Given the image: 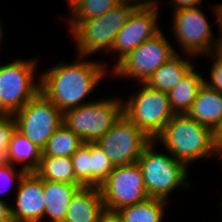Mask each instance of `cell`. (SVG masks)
<instances>
[{"label": "cell", "mask_w": 222, "mask_h": 222, "mask_svg": "<svg viewBox=\"0 0 222 222\" xmlns=\"http://www.w3.org/2000/svg\"><path fill=\"white\" fill-rule=\"evenodd\" d=\"M87 59L77 55V61L68 63L61 60L52 68L42 70L43 73L39 75L40 91L62 113L92 102L85 99L90 98L91 93L110 74L106 61Z\"/></svg>", "instance_id": "obj_1"}, {"label": "cell", "mask_w": 222, "mask_h": 222, "mask_svg": "<svg viewBox=\"0 0 222 222\" xmlns=\"http://www.w3.org/2000/svg\"><path fill=\"white\" fill-rule=\"evenodd\" d=\"M154 141L188 167L209 156L218 158L215 132L187 114L174 115Z\"/></svg>", "instance_id": "obj_2"}, {"label": "cell", "mask_w": 222, "mask_h": 222, "mask_svg": "<svg viewBox=\"0 0 222 222\" xmlns=\"http://www.w3.org/2000/svg\"><path fill=\"white\" fill-rule=\"evenodd\" d=\"M137 7L135 3L121 1L102 16L83 21H67L69 35L76 45L75 54L90 58L98 51H104L108 55L118 32Z\"/></svg>", "instance_id": "obj_3"}, {"label": "cell", "mask_w": 222, "mask_h": 222, "mask_svg": "<svg viewBox=\"0 0 222 222\" xmlns=\"http://www.w3.org/2000/svg\"><path fill=\"white\" fill-rule=\"evenodd\" d=\"M155 145V146H154ZM156 141L152 140L144 149L137 163L141 169L145 189L149 197L168 200L175 190L190 187L189 167L177 160L167 150L157 151Z\"/></svg>", "instance_id": "obj_4"}, {"label": "cell", "mask_w": 222, "mask_h": 222, "mask_svg": "<svg viewBox=\"0 0 222 222\" xmlns=\"http://www.w3.org/2000/svg\"><path fill=\"white\" fill-rule=\"evenodd\" d=\"M123 115V99L112 96L92 100L63 113V124L84 143L97 142Z\"/></svg>", "instance_id": "obj_5"}, {"label": "cell", "mask_w": 222, "mask_h": 222, "mask_svg": "<svg viewBox=\"0 0 222 222\" xmlns=\"http://www.w3.org/2000/svg\"><path fill=\"white\" fill-rule=\"evenodd\" d=\"M38 62L39 59L32 57L0 64L1 114H14L21 110L40 91V76H37L40 73H36Z\"/></svg>", "instance_id": "obj_6"}, {"label": "cell", "mask_w": 222, "mask_h": 222, "mask_svg": "<svg viewBox=\"0 0 222 222\" xmlns=\"http://www.w3.org/2000/svg\"><path fill=\"white\" fill-rule=\"evenodd\" d=\"M135 94L123 98V115L154 140L175 115L170 107L168 94L137 83Z\"/></svg>", "instance_id": "obj_7"}, {"label": "cell", "mask_w": 222, "mask_h": 222, "mask_svg": "<svg viewBox=\"0 0 222 222\" xmlns=\"http://www.w3.org/2000/svg\"><path fill=\"white\" fill-rule=\"evenodd\" d=\"M176 53L178 51L168 41L164 30H162L155 37L140 44L116 66H113L112 71L110 70L111 77H122L127 80L131 78L130 80H135V83H145L161 65Z\"/></svg>", "instance_id": "obj_8"}, {"label": "cell", "mask_w": 222, "mask_h": 222, "mask_svg": "<svg viewBox=\"0 0 222 222\" xmlns=\"http://www.w3.org/2000/svg\"><path fill=\"white\" fill-rule=\"evenodd\" d=\"M16 130L43 150L63 124V113L41 91L13 114Z\"/></svg>", "instance_id": "obj_9"}, {"label": "cell", "mask_w": 222, "mask_h": 222, "mask_svg": "<svg viewBox=\"0 0 222 222\" xmlns=\"http://www.w3.org/2000/svg\"><path fill=\"white\" fill-rule=\"evenodd\" d=\"M202 8L192 7L172 12V37H175L183 54L203 57L211 55L213 51L217 37Z\"/></svg>", "instance_id": "obj_10"}, {"label": "cell", "mask_w": 222, "mask_h": 222, "mask_svg": "<svg viewBox=\"0 0 222 222\" xmlns=\"http://www.w3.org/2000/svg\"><path fill=\"white\" fill-rule=\"evenodd\" d=\"M106 212L140 203L149 198L138 163L115 166L99 187Z\"/></svg>", "instance_id": "obj_11"}, {"label": "cell", "mask_w": 222, "mask_h": 222, "mask_svg": "<svg viewBox=\"0 0 222 222\" xmlns=\"http://www.w3.org/2000/svg\"><path fill=\"white\" fill-rule=\"evenodd\" d=\"M152 140L122 115L96 143L115 166L136 163Z\"/></svg>", "instance_id": "obj_12"}, {"label": "cell", "mask_w": 222, "mask_h": 222, "mask_svg": "<svg viewBox=\"0 0 222 222\" xmlns=\"http://www.w3.org/2000/svg\"><path fill=\"white\" fill-rule=\"evenodd\" d=\"M158 6H138L129 16L127 23L118 32L110 53L118 55L116 66L140 44L162 31ZM159 18V19H158Z\"/></svg>", "instance_id": "obj_13"}, {"label": "cell", "mask_w": 222, "mask_h": 222, "mask_svg": "<svg viewBox=\"0 0 222 222\" xmlns=\"http://www.w3.org/2000/svg\"><path fill=\"white\" fill-rule=\"evenodd\" d=\"M14 193H16L14 203L10 204L12 221L43 222L45 208L43 180L35 172L25 173Z\"/></svg>", "instance_id": "obj_14"}, {"label": "cell", "mask_w": 222, "mask_h": 222, "mask_svg": "<svg viewBox=\"0 0 222 222\" xmlns=\"http://www.w3.org/2000/svg\"><path fill=\"white\" fill-rule=\"evenodd\" d=\"M105 212L100 188L82 186L72 196L64 222H100Z\"/></svg>", "instance_id": "obj_15"}, {"label": "cell", "mask_w": 222, "mask_h": 222, "mask_svg": "<svg viewBox=\"0 0 222 222\" xmlns=\"http://www.w3.org/2000/svg\"><path fill=\"white\" fill-rule=\"evenodd\" d=\"M82 186V184L43 180L45 202L43 222H64L69 202L75 192Z\"/></svg>", "instance_id": "obj_16"}, {"label": "cell", "mask_w": 222, "mask_h": 222, "mask_svg": "<svg viewBox=\"0 0 222 222\" xmlns=\"http://www.w3.org/2000/svg\"><path fill=\"white\" fill-rule=\"evenodd\" d=\"M187 115L216 132L222 124V94L204 83Z\"/></svg>", "instance_id": "obj_17"}, {"label": "cell", "mask_w": 222, "mask_h": 222, "mask_svg": "<svg viewBox=\"0 0 222 222\" xmlns=\"http://www.w3.org/2000/svg\"><path fill=\"white\" fill-rule=\"evenodd\" d=\"M180 55L176 53L171 59L161 65L145 84L157 91L168 93L172 90L196 66L193 62V59L196 57L189 54Z\"/></svg>", "instance_id": "obj_18"}, {"label": "cell", "mask_w": 222, "mask_h": 222, "mask_svg": "<svg viewBox=\"0 0 222 222\" xmlns=\"http://www.w3.org/2000/svg\"><path fill=\"white\" fill-rule=\"evenodd\" d=\"M194 66L168 94L175 115L187 114L204 84L205 77Z\"/></svg>", "instance_id": "obj_19"}, {"label": "cell", "mask_w": 222, "mask_h": 222, "mask_svg": "<svg viewBox=\"0 0 222 222\" xmlns=\"http://www.w3.org/2000/svg\"><path fill=\"white\" fill-rule=\"evenodd\" d=\"M9 157L12 165H20L26 173L35 172L42 157V149L16 130L9 143Z\"/></svg>", "instance_id": "obj_20"}, {"label": "cell", "mask_w": 222, "mask_h": 222, "mask_svg": "<svg viewBox=\"0 0 222 222\" xmlns=\"http://www.w3.org/2000/svg\"><path fill=\"white\" fill-rule=\"evenodd\" d=\"M168 201L149 197L145 201L119 209L116 214L122 222H165Z\"/></svg>", "instance_id": "obj_21"}, {"label": "cell", "mask_w": 222, "mask_h": 222, "mask_svg": "<svg viewBox=\"0 0 222 222\" xmlns=\"http://www.w3.org/2000/svg\"><path fill=\"white\" fill-rule=\"evenodd\" d=\"M35 173L42 180L81 184L75 176L71 157L42 155Z\"/></svg>", "instance_id": "obj_22"}, {"label": "cell", "mask_w": 222, "mask_h": 222, "mask_svg": "<svg viewBox=\"0 0 222 222\" xmlns=\"http://www.w3.org/2000/svg\"><path fill=\"white\" fill-rule=\"evenodd\" d=\"M84 144L82 139L62 124L48 139L42 155L52 157H71Z\"/></svg>", "instance_id": "obj_23"}, {"label": "cell", "mask_w": 222, "mask_h": 222, "mask_svg": "<svg viewBox=\"0 0 222 222\" xmlns=\"http://www.w3.org/2000/svg\"><path fill=\"white\" fill-rule=\"evenodd\" d=\"M122 0H81L69 13L67 21H83L106 14Z\"/></svg>", "instance_id": "obj_24"}, {"label": "cell", "mask_w": 222, "mask_h": 222, "mask_svg": "<svg viewBox=\"0 0 222 222\" xmlns=\"http://www.w3.org/2000/svg\"><path fill=\"white\" fill-rule=\"evenodd\" d=\"M113 169L114 165L103 149L91 142V186L100 187Z\"/></svg>", "instance_id": "obj_25"}, {"label": "cell", "mask_w": 222, "mask_h": 222, "mask_svg": "<svg viewBox=\"0 0 222 222\" xmlns=\"http://www.w3.org/2000/svg\"><path fill=\"white\" fill-rule=\"evenodd\" d=\"M76 179L83 186H91V142L84 143L71 156Z\"/></svg>", "instance_id": "obj_26"}, {"label": "cell", "mask_w": 222, "mask_h": 222, "mask_svg": "<svg viewBox=\"0 0 222 222\" xmlns=\"http://www.w3.org/2000/svg\"><path fill=\"white\" fill-rule=\"evenodd\" d=\"M16 131V120L13 114L0 113V166L10 165L9 143Z\"/></svg>", "instance_id": "obj_27"}, {"label": "cell", "mask_w": 222, "mask_h": 222, "mask_svg": "<svg viewBox=\"0 0 222 222\" xmlns=\"http://www.w3.org/2000/svg\"><path fill=\"white\" fill-rule=\"evenodd\" d=\"M25 173L19 166L17 168L12 164L0 166V200L6 201L5 199L7 198H4L2 193L6 192V190L9 191V186L11 185L12 187L13 184H15L14 189L16 190Z\"/></svg>", "instance_id": "obj_28"}, {"label": "cell", "mask_w": 222, "mask_h": 222, "mask_svg": "<svg viewBox=\"0 0 222 222\" xmlns=\"http://www.w3.org/2000/svg\"><path fill=\"white\" fill-rule=\"evenodd\" d=\"M212 57L213 61L210 69V78L204 79V83L211 89H214L222 94V63L217 61L212 55H204L205 58ZM208 79V80H207Z\"/></svg>", "instance_id": "obj_29"}, {"label": "cell", "mask_w": 222, "mask_h": 222, "mask_svg": "<svg viewBox=\"0 0 222 222\" xmlns=\"http://www.w3.org/2000/svg\"><path fill=\"white\" fill-rule=\"evenodd\" d=\"M203 0H171L173 11H178L185 8L201 7Z\"/></svg>", "instance_id": "obj_30"}, {"label": "cell", "mask_w": 222, "mask_h": 222, "mask_svg": "<svg viewBox=\"0 0 222 222\" xmlns=\"http://www.w3.org/2000/svg\"><path fill=\"white\" fill-rule=\"evenodd\" d=\"M211 7V12H213V17L215 18V24L218 26V35L222 36V3L209 5ZM213 10V11H212ZM220 32V34H219Z\"/></svg>", "instance_id": "obj_31"}, {"label": "cell", "mask_w": 222, "mask_h": 222, "mask_svg": "<svg viewBox=\"0 0 222 222\" xmlns=\"http://www.w3.org/2000/svg\"><path fill=\"white\" fill-rule=\"evenodd\" d=\"M0 222H13L10 214V203L0 200Z\"/></svg>", "instance_id": "obj_32"}, {"label": "cell", "mask_w": 222, "mask_h": 222, "mask_svg": "<svg viewBox=\"0 0 222 222\" xmlns=\"http://www.w3.org/2000/svg\"><path fill=\"white\" fill-rule=\"evenodd\" d=\"M211 55L220 63H222V36H217Z\"/></svg>", "instance_id": "obj_33"}, {"label": "cell", "mask_w": 222, "mask_h": 222, "mask_svg": "<svg viewBox=\"0 0 222 222\" xmlns=\"http://www.w3.org/2000/svg\"><path fill=\"white\" fill-rule=\"evenodd\" d=\"M135 3L137 6H159V0H122Z\"/></svg>", "instance_id": "obj_34"}, {"label": "cell", "mask_w": 222, "mask_h": 222, "mask_svg": "<svg viewBox=\"0 0 222 222\" xmlns=\"http://www.w3.org/2000/svg\"><path fill=\"white\" fill-rule=\"evenodd\" d=\"M100 222H122L116 213L105 212Z\"/></svg>", "instance_id": "obj_35"}, {"label": "cell", "mask_w": 222, "mask_h": 222, "mask_svg": "<svg viewBox=\"0 0 222 222\" xmlns=\"http://www.w3.org/2000/svg\"><path fill=\"white\" fill-rule=\"evenodd\" d=\"M66 1L69 12H71L81 0H65V2Z\"/></svg>", "instance_id": "obj_36"}, {"label": "cell", "mask_w": 222, "mask_h": 222, "mask_svg": "<svg viewBox=\"0 0 222 222\" xmlns=\"http://www.w3.org/2000/svg\"><path fill=\"white\" fill-rule=\"evenodd\" d=\"M218 143L222 140V124L219 129L215 132Z\"/></svg>", "instance_id": "obj_37"}, {"label": "cell", "mask_w": 222, "mask_h": 222, "mask_svg": "<svg viewBox=\"0 0 222 222\" xmlns=\"http://www.w3.org/2000/svg\"><path fill=\"white\" fill-rule=\"evenodd\" d=\"M218 159L222 162V140L218 143Z\"/></svg>", "instance_id": "obj_38"}, {"label": "cell", "mask_w": 222, "mask_h": 222, "mask_svg": "<svg viewBox=\"0 0 222 222\" xmlns=\"http://www.w3.org/2000/svg\"><path fill=\"white\" fill-rule=\"evenodd\" d=\"M1 26L2 24H1V19H0V47H1V42L3 41V35H4V32H3L4 27L3 26L1 27Z\"/></svg>", "instance_id": "obj_39"}, {"label": "cell", "mask_w": 222, "mask_h": 222, "mask_svg": "<svg viewBox=\"0 0 222 222\" xmlns=\"http://www.w3.org/2000/svg\"><path fill=\"white\" fill-rule=\"evenodd\" d=\"M219 203H221V204H219V205H220V207H219V208H221V209H222V201H221V202H219ZM220 212H222V210H221ZM221 214H222V213H221Z\"/></svg>", "instance_id": "obj_40"}]
</instances>
